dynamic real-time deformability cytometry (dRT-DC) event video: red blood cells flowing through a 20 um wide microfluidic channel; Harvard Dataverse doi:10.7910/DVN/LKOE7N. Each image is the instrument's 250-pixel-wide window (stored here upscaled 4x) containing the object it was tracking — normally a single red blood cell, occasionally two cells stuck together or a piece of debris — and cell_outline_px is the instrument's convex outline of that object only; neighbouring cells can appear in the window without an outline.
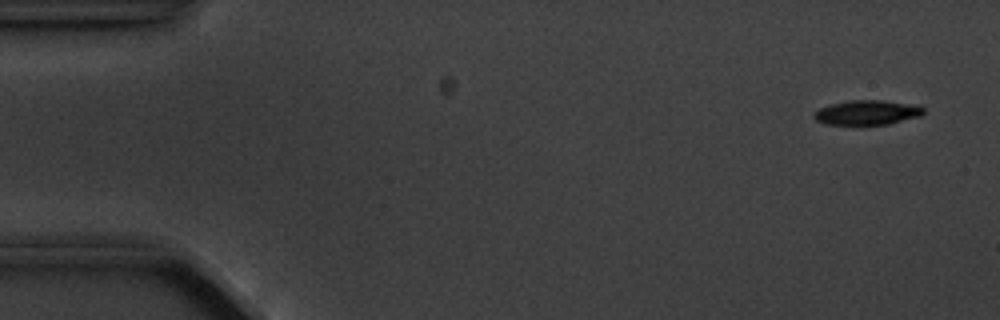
{"species": "common noctule bat (a hibernating species)", "species_latin": "Nyctalus noctula", "temperature_condition": "cold", "stored_images_in_passage": 6, "camera_frame_rate_fps": 3000, "um_per_image_px": 0.085, "animal": {"sex": "male", "body_mass_g": 20.1, "forearm_length_mm": 53.5}, "frame": {"image": 1, "passage_image": 1, "time_ms": 0.0, "image_size_px": [1000, 320], "cell_outline_px": [[924, 112], [920, 116], [888, 124], [824, 124], [816, 120], [812, 116], [820, 108], [828, 104], [848, 100], [880, 100], [920, 104], [924, 108]], "centroid_in_image_um": [73.73, 9.54], "position_along_channel_um": 11.3, "area_um2": 15.84}}